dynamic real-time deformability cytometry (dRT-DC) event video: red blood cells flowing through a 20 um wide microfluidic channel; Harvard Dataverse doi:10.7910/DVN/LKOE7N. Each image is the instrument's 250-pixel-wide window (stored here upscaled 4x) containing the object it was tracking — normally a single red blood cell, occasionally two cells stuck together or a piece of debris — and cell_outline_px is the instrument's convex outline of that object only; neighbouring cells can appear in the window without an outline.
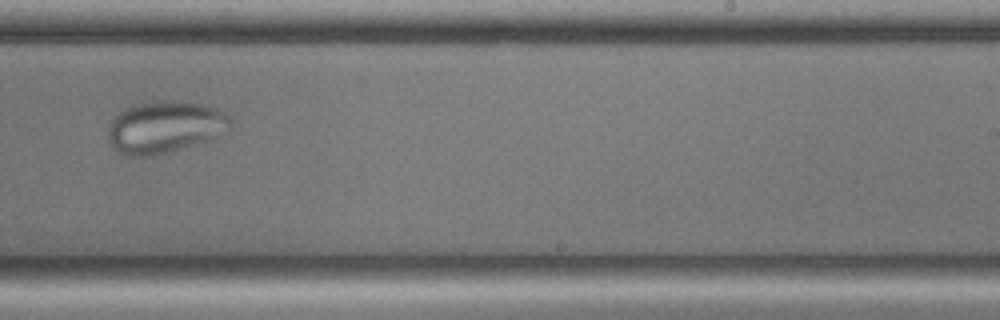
{"species": "common noctule bat (a hibernating species)", "species_latin": "Nyctalus noctula", "temperature_condition": "cold", "stored_images_in_passage": 51, "camera_frame_rate_fps": 3000, "um_per_image_px": 0.085, "animal": {"sex": "male", "body_mass_g": 17.9, "forearm_length_mm": 54.2}, "frame": {"image": 1, "passage_image": 30, "time_ms": 9.667, "image_size_px": [1000, 320], "cell_outline_px": [[232, 128], [228, 132], [156, 156], [128, 156], [116, 152], [112, 148], [108, 140], [108, 124], [120, 108], [140, 104], [164, 100], [204, 104], [216, 108], [228, 116], [232, 120]], "centroid_in_image_um": [13.96, 10.8], "position_along_channel_um": 275.0, "area_um2": 37.22}}